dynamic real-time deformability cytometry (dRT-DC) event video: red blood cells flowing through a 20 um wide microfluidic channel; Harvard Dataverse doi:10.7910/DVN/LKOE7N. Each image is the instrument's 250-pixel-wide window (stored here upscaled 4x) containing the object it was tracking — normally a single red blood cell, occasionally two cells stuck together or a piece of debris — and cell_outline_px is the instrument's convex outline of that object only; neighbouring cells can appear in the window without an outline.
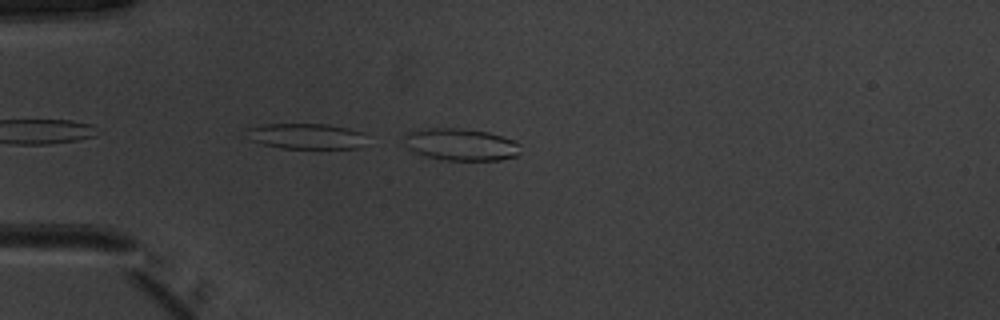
{"species": "common noctule bat (a hibernating species)", "species_latin": "Nyctalus noctula", "temperature_condition": "warm", "stored_images_in_passage": 2, "camera_frame_rate_fps": 3000, "um_per_image_px": 0.085, "animal": {"sex": "male", "body_mass_g": 20.1, "forearm_length_mm": 53.5}, "frame": {"image": 1, "passage_image": 2, "time_ms": 0.333, "image_size_px": [1000, 320], "cell_outline_px": [[520, 152], [516, 156], [500, 160], [444, 160], [428, 156], [416, 152], [408, 148], [404, 136], [408, 132], [428, 128], [452, 128], [488, 132], [516, 140], [520, 144]], "centroid_in_image_um": [39.23, 12.28], "position_along_channel_um": 45.8, "area_um2": 21.56}}